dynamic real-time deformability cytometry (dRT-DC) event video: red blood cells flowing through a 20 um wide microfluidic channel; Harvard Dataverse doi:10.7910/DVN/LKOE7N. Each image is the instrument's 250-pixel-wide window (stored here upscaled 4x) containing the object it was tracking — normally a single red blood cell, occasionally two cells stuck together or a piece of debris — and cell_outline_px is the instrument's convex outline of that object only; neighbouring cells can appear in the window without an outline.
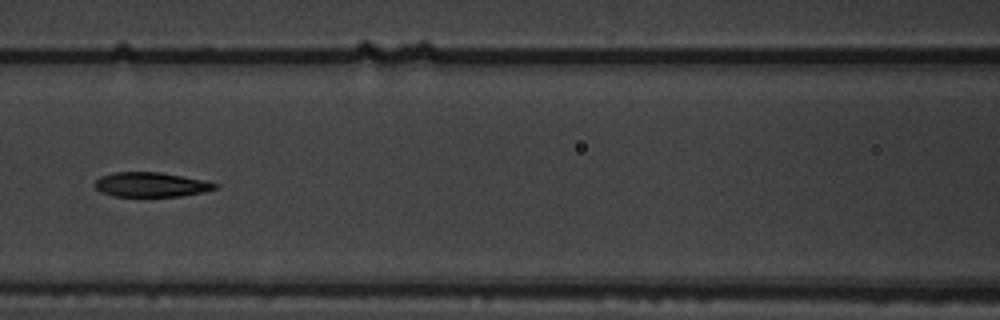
{"species": "common noctule bat (a hibernating species)", "species_latin": "Nyctalus noctula", "temperature_condition": "warm", "stored_images_in_passage": 9, "camera_frame_rate_fps": 3000, "um_per_image_px": 0.085, "animal": {"sex": "male", "body_mass_g": 19.5, "forearm_length_mm": 54.6}, "frame": {"image": 1, "passage_image": 6, "time_ms": 1.667, "image_size_px": [1000, 320], "cell_outline_px": [[220, 188], [180, 196], [112, 196], [100, 192], [92, 184], [100, 176], [116, 172], [160, 172], [204, 180], [220, 184]], "centroid_in_image_um": [12.82, 15.69], "position_along_channel_um": 153.8, "area_um2": 17.28}}
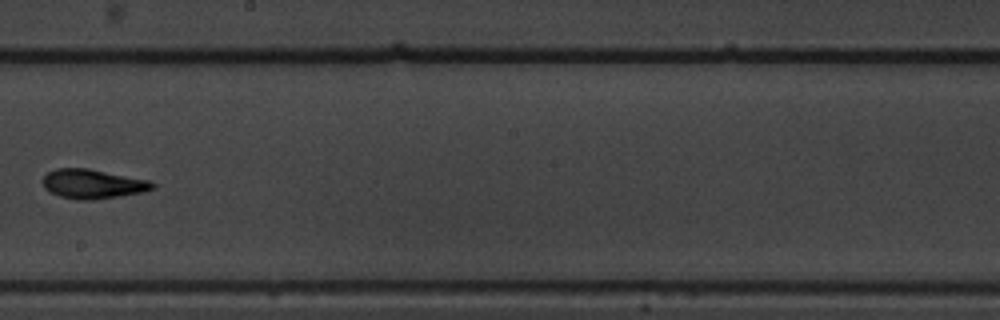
{"frame": {"image": 2, "passage_image": 8, "time_ms": 2.333, "image_size_px": [1000, 320], "cell_outline_px": [[156, 188], [140, 192], [120, 196], [92, 200], [76, 200], [60, 196], [44, 188], [40, 180], [48, 172], [56, 168], [88, 168], [148, 180], [156, 184]], "centroid_in_image_um": [7.85, 15.63], "position_along_channel_um": 240.4, "area_um2": 18.79}}
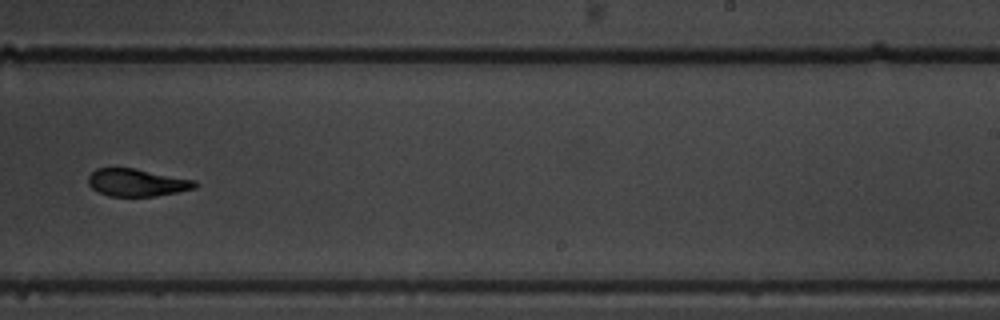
{"frame": {"image": 3, "passage_image": 9, "time_ms": 2.667, "image_size_px": [1000, 320], "cell_outline_px": [[200, 184], [196, 188], [156, 196], [108, 196], [92, 188], [88, 184], [88, 176], [96, 168], [136, 168], [196, 180]], "centroid_in_image_um": [11.67, 15.51], "position_along_channel_um": 277.3, "area_um2": 17.22}}